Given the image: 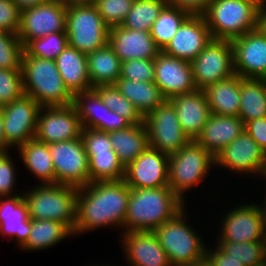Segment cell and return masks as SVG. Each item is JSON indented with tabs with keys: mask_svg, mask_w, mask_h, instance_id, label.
Instances as JSON below:
<instances>
[{
	"mask_svg": "<svg viewBox=\"0 0 266 266\" xmlns=\"http://www.w3.org/2000/svg\"><path fill=\"white\" fill-rule=\"evenodd\" d=\"M130 193L131 188L124 180L98 181L79 187L73 237L104 227L121 229V234Z\"/></svg>",
	"mask_w": 266,
	"mask_h": 266,
	"instance_id": "6da1fadb",
	"label": "cell"
},
{
	"mask_svg": "<svg viewBox=\"0 0 266 266\" xmlns=\"http://www.w3.org/2000/svg\"><path fill=\"white\" fill-rule=\"evenodd\" d=\"M169 186L131 189L123 232L154 231L187 205Z\"/></svg>",
	"mask_w": 266,
	"mask_h": 266,
	"instance_id": "7a4b0ae2",
	"label": "cell"
},
{
	"mask_svg": "<svg viewBox=\"0 0 266 266\" xmlns=\"http://www.w3.org/2000/svg\"><path fill=\"white\" fill-rule=\"evenodd\" d=\"M187 211L186 205L175 217L153 231L172 266H196L205 259L207 243L194 224L189 223Z\"/></svg>",
	"mask_w": 266,
	"mask_h": 266,
	"instance_id": "3957f363",
	"label": "cell"
},
{
	"mask_svg": "<svg viewBox=\"0 0 266 266\" xmlns=\"http://www.w3.org/2000/svg\"><path fill=\"white\" fill-rule=\"evenodd\" d=\"M23 196L31 219L59 221L74 231L78 187L58 183L36 184L23 190Z\"/></svg>",
	"mask_w": 266,
	"mask_h": 266,
	"instance_id": "277c9868",
	"label": "cell"
},
{
	"mask_svg": "<svg viewBox=\"0 0 266 266\" xmlns=\"http://www.w3.org/2000/svg\"><path fill=\"white\" fill-rule=\"evenodd\" d=\"M22 78L25 95L41 107L73 104V95L66 88L55 60L22 56Z\"/></svg>",
	"mask_w": 266,
	"mask_h": 266,
	"instance_id": "5b68a950",
	"label": "cell"
},
{
	"mask_svg": "<svg viewBox=\"0 0 266 266\" xmlns=\"http://www.w3.org/2000/svg\"><path fill=\"white\" fill-rule=\"evenodd\" d=\"M258 8L252 0H212L203 16L213 39L232 41L257 28Z\"/></svg>",
	"mask_w": 266,
	"mask_h": 266,
	"instance_id": "8992f818",
	"label": "cell"
},
{
	"mask_svg": "<svg viewBox=\"0 0 266 266\" xmlns=\"http://www.w3.org/2000/svg\"><path fill=\"white\" fill-rule=\"evenodd\" d=\"M212 168L215 169V158L191 140L178 152L169 155L168 186L183 201L186 199L188 202L187 193L209 178Z\"/></svg>",
	"mask_w": 266,
	"mask_h": 266,
	"instance_id": "52a82bcc",
	"label": "cell"
},
{
	"mask_svg": "<svg viewBox=\"0 0 266 266\" xmlns=\"http://www.w3.org/2000/svg\"><path fill=\"white\" fill-rule=\"evenodd\" d=\"M109 31V26L104 22L93 3L67 7L68 45L79 52L89 54L107 45Z\"/></svg>",
	"mask_w": 266,
	"mask_h": 266,
	"instance_id": "ba28073f",
	"label": "cell"
},
{
	"mask_svg": "<svg viewBox=\"0 0 266 266\" xmlns=\"http://www.w3.org/2000/svg\"><path fill=\"white\" fill-rule=\"evenodd\" d=\"M238 204H232L233 208L221 212L223 216L219 219L222 221L214 239L216 242H263L264 223L261 205L255 201Z\"/></svg>",
	"mask_w": 266,
	"mask_h": 266,
	"instance_id": "9c48e42d",
	"label": "cell"
},
{
	"mask_svg": "<svg viewBox=\"0 0 266 266\" xmlns=\"http://www.w3.org/2000/svg\"><path fill=\"white\" fill-rule=\"evenodd\" d=\"M144 123L149 146L167 155L178 152L191 141L183 132L176 110L169 100L148 113Z\"/></svg>",
	"mask_w": 266,
	"mask_h": 266,
	"instance_id": "30bf717a",
	"label": "cell"
},
{
	"mask_svg": "<svg viewBox=\"0 0 266 266\" xmlns=\"http://www.w3.org/2000/svg\"><path fill=\"white\" fill-rule=\"evenodd\" d=\"M190 63L197 89H204L229 78L235 74L232 42L212 38Z\"/></svg>",
	"mask_w": 266,
	"mask_h": 266,
	"instance_id": "8fae6325",
	"label": "cell"
},
{
	"mask_svg": "<svg viewBox=\"0 0 266 266\" xmlns=\"http://www.w3.org/2000/svg\"><path fill=\"white\" fill-rule=\"evenodd\" d=\"M56 183L82 187L90 183L88 156L82 138L49 144Z\"/></svg>",
	"mask_w": 266,
	"mask_h": 266,
	"instance_id": "7c38bea8",
	"label": "cell"
},
{
	"mask_svg": "<svg viewBox=\"0 0 266 266\" xmlns=\"http://www.w3.org/2000/svg\"><path fill=\"white\" fill-rule=\"evenodd\" d=\"M67 6L56 0L21 11L18 37L25 47L31 40L51 33L66 32Z\"/></svg>",
	"mask_w": 266,
	"mask_h": 266,
	"instance_id": "4fadbf2b",
	"label": "cell"
},
{
	"mask_svg": "<svg viewBox=\"0 0 266 266\" xmlns=\"http://www.w3.org/2000/svg\"><path fill=\"white\" fill-rule=\"evenodd\" d=\"M264 157V150L244 131L216 155L215 168L254 179L261 172Z\"/></svg>",
	"mask_w": 266,
	"mask_h": 266,
	"instance_id": "5bb4252c",
	"label": "cell"
},
{
	"mask_svg": "<svg viewBox=\"0 0 266 266\" xmlns=\"http://www.w3.org/2000/svg\"><path fill=\"white\" fill-rule=\"evenodd\" d=\"M40 108L36 100L25 94L2 106L5 138L12 149L35 138Z\"/></svg>",
	"mask_w": 266,
	"mask_h": 266,
	"instance_id": "9a60e30c",
	"label": "cell"
},
{
	"mask_svg": "<svg viewBox=\"0 0 266 266\" xmlns=\"http://www.w3.org/2000/svg\"><path fill=\"white\" fill-rule=\"evenodd\" d=\"M82 124L73 104L41 107L35 138L46 144L68 141L81 137Z\"/></svg>",
	"mask_w": 266,
	"mask_h": 266,
	"instance_id": "2e32d148",
	"label": "cell"
},
{
	"mask_svg": "<svg viewBox=\"0 0 266 266\" xmlns=\"http://www.w3.org/2000/svg\"><path fill=\"white\" fill-rule=\"evenodd\" d=\"M169 155L150 146L125 167L124 181L131 189L168 186Z\"/></svg>",
	"mask_w": 266,
	"mask_h": 266,
	"instance_id": "e0dca14e",
	"label": "cell"
},
{
	"mask_svg": "<svg viewBox=\"0 0 266 266\" xmlns=\"http://www.w3.org/2000/svg\"><path fill=\"white\" fill-rule=\"evenodd\" d=\"M231 42L235 74L242 78H265L266 35L256 28Z\"/></svg>",
	"mask_w": 266,
	"mask_h": 266,
	"instance_id": "ac0fdd59",
	"label": "cell"
},
{
	"mask_svg": "<svg viewBox=\"0 0 266 266\" xmlns=\"http://www.w3.org/2000/svg\"><path fill=\"white\" fill-rule=\"evenodd\" d=\"M155 81L166 100L197 88L193 80L191 63L161 51L154 59Z\"/></svg>",
	"mask_w": 266,
	"mask_h": 266,
	"instance_id": "d6986e66",
	"label": "cell"
},
{
	"mask_svg": "<svg viewBox=\"0 0 266 266\" xmlns=\"http://www.w3.org/2000/svg\"><path fill=\"white\" fill-rule=\"evenodd\" d=\"M119 235L125 266H172L153 231L122 232Z\"/></svg>",
	"mask_w": 266,
	"mask_h": 266,
	"instance_id": "ffe728a7",
	"label": "cell"
},
{
	"mask_svg": "<svg viewBox=\"0 0 266 266\" xmlns=\"http://www.w3.org/2000/svg\"><path fill=\"white\" fill-rule=\"evenodd\" d=\"M212 36L203 15H189L166 47L165 54L191 62L211 41Z\"/></svg>",
	"mask_w": 266,
	"mask_h": 266,
	"instance_id": "44dd1931",
	"label": "cell"
},
{
	"mask_svg": "<svg viewBox=\"0 0 266 266\" xmlns=\"http://www.w3.org/2000/svg\"><path fill=\"white\" fill-rule=\"evenodd\" d=\"M108 44L121 62L130 59H155L161 52L149 31L119 26L110 28Z\"/></svg>",
	"mask_w": 266,
	"mask_h": 266,
	"instance_id": "7402d4cb",
	"label": "cell"
},
{
	"mask_svg": "<svg viewBox=\"0 0 266 266\" xmlns=\"http://www.w3.org/2000/svg\"><path fill=\"white\" fill-rule=\"evenodd\" d=\"M169 101L176 110L183 132L195 141L211 116L203 89L174 96Z\"/></svg>",
	"mask_w": 266,
	"mask_h": 266,
	"instance_id": "603a6c76",
	"label": "cell"
},
{
	"mask_svg": "<svg viewBox=\"0 0 266 266\" xmlns=\"http://www.w3.org/2000/svg\"><path fill=\"white\" fill-rule=\"evenodd\" d=\"M245 131L240 117L211 114L196 142L214 158Z\"/></svg>",
	"mask_w": 266,
	"mask_h": 266,
	"instance_id": "cb8c5ba5",
	"label": "cell"
},
{
	"mask_svg": "<svg viewBox=\"0 0 266 266\" xmlns=\"http://www.w3.org/2000/svg\"><path fill=\"white\" fill-rule=\"evenodd\" d=\"M31 232V218L23 194L0 198V235L11 237L19 249L27 242Z\"/></svg>",
	"mask_w": 266,
	"mask_h": 266,
	"instance_id": "d4e9b609",
	"label": "cell"
},
{
	"mask_svg": "<svg viewBox=\"0 0 266 266\" xmlns=\"http://www.w3.org/2000/svg\"><path fill=\"white\" fill-rule=\"evenodd\" d=\"M55 62L66 88L73 96L93 89L88 74L87 54L67 44Z\"/></svg>",
	"mask_w": 266,
	"mask_h": 266,
	"instance_id": "484cf974",
	"label": "cell"
},
{
	"mask_svg": "<svg viewBox=\"0 0 266 266\" xmlns=\"http://www.w3.org/2000/svg\"><path fill=\"white\" fill-rule=\"evenodd\" d=\"M19 161L23 162L24 168L29 170L33 177L38 179L39 184H55L56 174L50 154L49 144L38 141L36 138L28 140L19 146Z\"/></svg>",
	"mask_w": 266,
	"mask_h": 266,
	"instance_id": "4316f807",
	"label": "cell"
},
{
	"mask_svg": "<svg viewBox=\"0 0 266 266\" xmlns=\"http://www.w3.org/2000/svg\"><path fill=\"white\" fill-rule=\"evenodd\" d=\"M211 114L239 116L240 111V76L234 74L229 78L211 84L203 89Z\"/></svg>",
	"mask_w": 266,
	"mask_h": 266,
	"instance_id": "83f0119b",
	"label": "cell"
},
{
	"mask_svg": "<svg viewBox=\"0 0 266 266\" xmlns=\"http://www.w3.org/2000/svg\"><path fill=\"white\" fill-rule=\"evenodd\" d=\"M113 150L126 167L149 147L145 123L132 124L126 129L109 132Z\"/></svg>",
	"mask_w": 266,
	"mask_h": 266,
	"instance_id": "f1b7e54d",
	"label": "cell"
},
{
	"mask_svg": "<svg viewBox=\"0 0 266 266\" xmlns=\"http://www.w3.org/2000/svg\"><path fill=\"white\" fill-rule=\"evenodd\" d=\"M87 66L92 88L115 84L121 74V60L109 44L87 54Z\"/></svg>",
	"mask_w": 266,
	"mask_h": 266,
	"instance_id": "f546056e",
	"label": "cell"
},
{
	"mask_svg": "<svg viewBox=\"0 0 266 266\" xmlns=\"http://www.w3.org/2000/svg\"><path fill=\"white\" fill-rule=\"evenodd\" d=\"M71 236L73 237V232L59 221L31 219L29 238L19 250L26 252L44 251V249H50Z\"/></svg>",
	"mask_w": 266,
	"mask_h": 266,
	"instance_id": "4dcf8cb0",
	"label": "cell"
},
{
	"mask_svg": "<svg viewBox=\"0 0 266 266\" xmlns=\"http://www.w3.org/2000/svg\"><path fill=\"white\" fill-rule=\"evenodd\" d=\"M115 85L143 117L166 100L154 82H138L118 78Z\"/></svg>",
	"mask_w": 266,
	"mask_h": 266,
	"instance_id": "1f68e13d",
	"label": "cell"
},
{
	"mask_svg": "<svg viewBox=\"0 0 266 266\" xmlns=\"http://www.w3.org/2000/svg\"><path fill=\"white\" fill-rule=\"evenodd\" d=\"M73 106L77 110L83 128L107 132L109 108L94 88L75 94Z\"/></svg>",
	"mask_w": 266,
	"mask_h": 266,
	"instance_id": "d6a6232c",
	"label": "cell"
},
{
	"mask_svg": "<svg viewBox=\"0 0 266 266\" xmlns=\"http://www.w3.org/2000/svg\"><path fill=\"white\" fill-rule=\"evenodd\" d=\"M244 123L266 117V97L263 81L240 77V111Z\"/></svg>",
	"mask_w": 266,
	"mask_h": 266,
	"instance_id": "836d02e7",
	"label": "cell"
},
{
	"mask_svg": "<svg viewBox=\"0 0 266 266\" xmlns=\"http://www.w3.org/2000/svg\"><path fill=\"white\" fill-rule=\"evenodd\" d=\"M90 183L98 181H120L124 179L125 167L115 151L109 153H86Z\"/></svg>",
	"mask_w": 266,
	"mask_h": 266,
	"instance_id": "e575fe53",
	"label": "cell"
},
{
	"mask_svg": "<svg viewBox=\"0 0 266 266\" xmlns=\"http://www.w3.org/2000/svg\"><path fill=\"white\" fill-rule=\"evenodd\" d=\"M190 14L174 6L166 5L151 28V36L161 51L178 31L180 25Z\"/></svg>",
	"mask_w": 266,
	"mask_h": 266,
	"instance_id": "d590c367",
	"label": "cell"
},
{
	"mask_svg": "<svg viewBox=\"0 0 266 266\" xmlns=\"http://www.w3.org/2000/svg\"><path fill=\"white\" fill-rule=\"evenodd\" d=\"M166 5V0H134L121 26L131 30L150 32L153 23Z\"/></svg>",
	"mask_w": 266,
	"mask_h": 266,
	"instance_id": "8d00e7d4",
	"label": "cell"
},
{
	"mask_svg": "<svg viewBox=\"0 0 266 266\" xmlns=\"http://www.w3.org/2000/svg\"><path fill=\"white\" fill-rule=\"evenodd\" d=\"M101 96L104 104L112 111L127 119L131 124L144 122V117L135 106L123 96L115 84L100 85L94 88Z\"/></svg>",
	"mask_w": 266,
	"mask_h": 266,
	"instance_id": "74e56055",
	"label": "cell"
},
{
	"mask_svg": "<svg viewBox=\"0 0 266 266\" xmlns=\"http://www.w3.org/2000/svg\"><path fill=\"white\" fill-rule=\"evenodd\" d=\"M66 32H56L31 40L25 47L23 56H35L55 60L67 46Z\"/></svg>",
	"mask_w": 266,
	"mask_h": 266,
	"instance_id": "f35d334b",
	"label": "cell"
},
{
	"mask_svg": "<svg viewBox=\"0 0 266 266\" xmlns=\"http://www.w3.org/2000/svg\"><path fill=\"white\" fill-rule=\"evenodd\" d=\"M231 258L245 266H266L263 242H216Z\"/></svg>",
	"mask_w": 266,
	"mask_h": 266,
	"instance_id": "ab89813d",
	"label": "cell"
},
{
	"mask_svg": "<svg viewBox=\"0 0 266 266\" xmlns=\"http://www.w3.org/2000/svg\"><path fill=\"white\" fill-rule=\"evenodd\" d=\"M23 43L17 34L0 30V68L22 70Z\"/></svg>",
	"mask_w": 266,
	"mask_h": 266,
	"instance_id": "60d3db41",
	"label": "cell"
},
{
	"mask_svg": "<svg viewBox=\"0 0 266 266\" xmlns=\"http://www.w3.org/2000/svg\"><path fill=\"white\" fill-rule=\"evenodd\" d=\"M133 2L134 0H94L93 4L104 22L111 28L122 25Z\"/></svg>",
	"mask_w": 266,
	"mask_h": 266,
	"instance_id": "b9f144b4",
	"label": "cell"
},
{
	"mask_svg": "<svg viewBox=\"0 0 266 266\" xmlns=\"http://www.w3.org/2000/svg\"><path fill=\"white\" fill-rule=\"evenodd\" d=\"M22 70L0 68V107L24 95Z\"/></svg>",
	"mask_w": 266,
	"mask_h": 266,
	"instance_id": "7bdbcfd3",
	"label": "cell"
},
{
	"mask_svg": "<svg viewBox=\"0 0 266 266\" xmlns=\"http://www.w3.org/2000/svg\"><path fill=\"white\" fill-rule=\"evenodd\" d=\"M9 152L0 153V198L15 197L23 194L17 191V166L13 156ZM19 192V194L17 193Z\"/></svg>",
	"mask_w": 266,
	"mask_h": 266,
	"instance_id": "ee69618b",
	"label": "cell"
},
{
	"mask_svg": "<svg viewBox=\"0 0 266 266\" xmlns=\"http://www.w3.org/2000/svg\"><path fill=\"white\" fill-rule=\"evenodd\" d=\"M154 70V59H130L121 62L119 78L138 82H154Z\"/></svg>",
	"mask_w": 266,
	"mask_h": 266,
	"instance_id": "f6af8a7d",
	"label": "cell"
},
{
	"mask_svg": "<svg viewBox=\"0 0 266 266\" xmlns=\"http://www.w3.org/2000/svg\"><path fill=\"white\" fill-rule=\"evenodd\" d=\"M81 138L86 153H109V151H114L109 133L105 131L83 128Z\"/></svg>",
	"mask_w": 266,
	"mask_h": 266,
	"instance_id": "bcb514c9",
	"label": "cell"
},
{
	"mask_svg": "<svg viewBox=\"0 0 266 266\" xmlns=\"http://www.w3.org/2000/svg\"><path fill=\"white\" fill-rule=\"evenodd\" d=\"M20 17L21 11L12 0H0V30L18 35Z\"/></svg>",
	"mask_w": 266,
	"mask_h": 266,
	"instance_id": "7dc6e473",
	"label": "cell"
},
{
	"mask_svg": "<svg viewBox=\"0 0 266 266\" xmlns=\"http://www.w3.org/2000/svg\"><path fill=\"white\" fill-rule=\"evenodd\" d=\"M214 247H209L207 243L206 247V255L205 258L211 263L213 266H245L239 260L235 258H231L230 254H227L216 242Z\"/></svg>",
	"mask_w": 266,
	"mask_h": 266,
	"instance_id": "c3c4849f",
	"label": "cell"
},
{
	"mask_svg": "<svg viewBox=\"0 0 266 266\" xmlns=\"http://www.w3.org/2000/svg\"><path fill=\"white\" fill-rule=\"evenodd\" d=\"M170 6L187 11L190 15H203L212 0H166Z\"/></svg>",
	"mask_w": 266,
	"mask_h": 266,
	"instance_id": "681fc988",
	"label": "cell"
},
{
	"mask_svg": "<svg viewBox=\"0 0 266 266\" xmlns=\"http://www.w3.org/2000/svg\"><path fill=\"white\" fill-rule=\"evenodd\" d=\"M245 131L266 153V117L246 122Z\"/></svg>",
	"mask_w": 266,
	"mask_h": 266,
	"instance_id": "f907efd6",
	"label": "cell"
},
{
	"mask_svg": "<svg viewBox=\"0 0 266 266\" xmlns=\"http://www.w3.org/2000/svg\"><path fill=\"white\" fill-rule=\"evenodd\" d=\"M132 124L122 117L121 115L117 114L112 110H108V117H107V133L113 131H119L128 128Z\"/></svg>",
	"mask_w": 266,
	"mask_h": 266,
	"instance_id": "816d5d0a",
	"label": "cell"
},
{
	"mask_svg": "<svg viewBox=\"0 0 266 266\" xmlns=\"http://www.w3.org/2000/svg\"><path fill=\"white\" fill-rule=\"evenodd\" d=\"M4 120H3V111L2 107H0V153L9 152L12 148L7 144L5 133H4Z\"/></svg>",
	"mask_w": 266,
	"mask_h": 266,
	"instance_id": "f5cc1de1",
	"label": "cell"
},
{
	"mask_svg": "<svg viewBox=\"0 0 266 266\" xmlns=\"http://www.w3.org/2000/svg\"><path fill=\"white\" fill-rule=\"evenodd\" d=\"M257 28L266 35V4L258 8Z\"/></svg>",
	"mask_w": 266,
	"mask_h": 266,
	"instance_id": "db71d44e",
	"label": "cell"
},
{
	"mask_svg": "<svg viewBox=\"0 0 266 266\" xmlns=\"http://www.w3.org/2000/svg\"><path fill=\"white\" fill-rule=\"evenodd\" d=\"M18 7L20 11L27 9V8H32L35 7L46 0H12Z\"/></svg>",
	"mask_w": 266,
	"mask_h": 266,
	"instance_id": "11a10c76",
	"label": "cell"
},
{
	"mask_svg": "<svg viewBox=\"0 0 266 266\" xmlns=\"http://www.w3.org/2000/svg\"><path fill=\"white\" fill-rule=\"evenodd\" d=\"M56 1L67 7L87 5V4H92L94 2V0H56Z\"/></svg>",
	"mask_w": 266,
	"mask_h": 266,
	"instance_id": "9f6ffc18",
	"label": "cell"
},
{
	"mask_svg": "<svg viewBox=\"0 0 266 266\" xmlns=\"http://www.w3.org/2000/svg\"><path fill=\"white\" fill-rule=\"evenodd\" d=\"M264 197L262 198L264 202L263 203L261 202L259 204L262 205L261 210L263 213L264 232H266V194L264 195Z\"/></svg>",
	"mask_w": 266,
	"mask_h": 266,
	"instance_id": "6f0895ef",
	"label": "cell"
},
{
	"mask_svg": "<svg viewBox=\"0 0 266 266\" xmlns=\"http://www.w3.org/2000/svg\"><path fill=\"white\" fill-rule=\"evenodd\" d=\"M259 179H264V181H266V153H265V157H264V160H263V165H262V169H261V172L258 176ZM266 194V193H265Z\"/></svg>",
	"mask_w": 266,
	"mask_h": 266,
	"instance_id": "680465c9",
	"label": "cell"
},
{
	"mask_svg": "<svg viewBox=\"0 0 266 266\" xmlns=\"http://www.w3.org/2000/svg\"><path fill=\"white\" fill-rule=\"evenodd\" d=\"M252 1L259 6L266 4V0H252Z\"/></svg>",
	"mask_w": 266,
	"mask_h": 266,
	"instance_id": "91938a15",
	"label": "cell"
},
{
	"mask_svg": "<svg viewBox=\"0 0 266 266\" xmlns=\"http://www.w3.org/2000/svg\"><path fill=\"white\" fill-rule=\"evenodd\" d=\"M263 81V91L266 97V77L265 78H260Z\"/></svg>",
	"mask_w": 266,
	"mask_h": 266,
	"instance_id": "94428289",
	"label": "cell"
},
{
	"mask_svg": "<svg viewBox=\"0 0 266 266\" xmlns=\"http://www.w3.org/2000/svg\"><path fill=\"white\" fill-rule=\"evenodd\" d=\"M89 266H100V265H94V264H93V265H92V264L90 265V264H89ZM101 266H111V265H108V264L103 265V264H101ZM112 266H114V265H112Z\"/></svg>",
	"mask_w": 266,
	"mask_h": 266,
	"instance_id": "6125c7cd",
	"label": "cell"
}]
</instances>
